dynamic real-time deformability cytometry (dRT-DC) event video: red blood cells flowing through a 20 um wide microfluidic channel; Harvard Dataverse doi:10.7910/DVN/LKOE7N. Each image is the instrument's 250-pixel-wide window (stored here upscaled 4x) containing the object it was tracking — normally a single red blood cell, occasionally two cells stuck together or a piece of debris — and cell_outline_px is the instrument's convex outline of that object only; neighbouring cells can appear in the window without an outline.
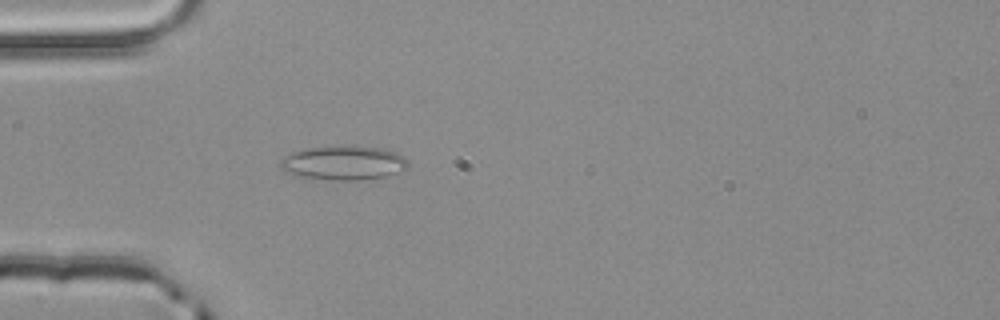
{"species": "common noctule bat (a hibernating species)", "species_latin": "Nyctalus noctula", "temperature_condition": "room temperature", "stored_images_in_passage": 3, "camera_frame_rate_fps": 3000, "um_per_image_px": 0.085, "animal": {"sex": "male", "body_mass_g": 20.4}, "frame": {"image": 1, "passage_image": 3, "time_ms": 0.667, "image_size_px": [1000, 320], "cell_outline_px": [[408, 164], [404, 168], [396, 172], [384, 176], [360, 180], [332, 180], [300, 176], [288, 172], [280, 168], [280, 160], [284, 156], [292, 152], [308, 148], [384, 148], [396, 152], [404, 156], [408, 160]], "centroid_in_image_um": [29.19, 13.87], "position_along_channel_um": 55.8, "area_um2": 24.51}}